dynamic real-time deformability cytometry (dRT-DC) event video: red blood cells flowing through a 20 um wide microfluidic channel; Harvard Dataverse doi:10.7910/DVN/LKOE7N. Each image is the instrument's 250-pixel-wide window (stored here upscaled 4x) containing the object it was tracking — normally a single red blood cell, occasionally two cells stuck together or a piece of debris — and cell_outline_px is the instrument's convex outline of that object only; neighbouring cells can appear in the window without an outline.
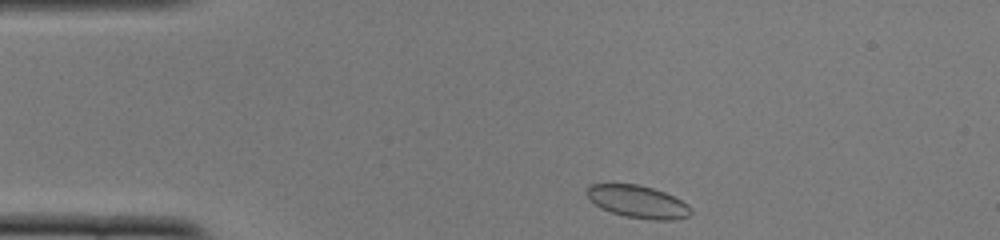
{"species": "common noctule bat (a hibernating species)", "species_latin": "Nyctalus noctula", "temperature_condition": "cold", "stored_images_in_passage": 35, "camera_frame_rate_fps": 3000, "um_per_image_px": 0.085, "animal": {"sex": "female", "body_mass_g": 22.0, "forearm_length_mm": 56.7}, "frame": {"image": 1, "passage_image": 1, "time_ms": 0.0, "image_size_px": [1000, 240], "cell_outline_px": [[692, 212], [688, 216], [672, 220], [652, 220], [624, 216], [600, 208], [584, 192], [588, 184], [640, 184], [664, 192], [688, 204], [692, 208]], "centroid_in_image_um": [54.21, 17.14], "position_along_channel_um": 30.8, "area_um2": 19.71}}
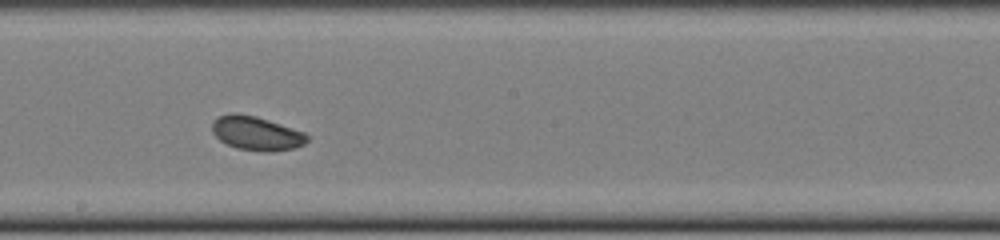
{"frame": {"image": 2, "passage_image": 20, "time_ms": 6.333, "image_size_px": [1000, 240], "cell_outline_px": [[308, 140], [304, 144], [296, 148], [272, 152], [264, 152], [236, 148], [220, 140], [212, 132], [212, 120], [220, 116], [232, 112], [236, 112], [256, 116], [304, 132], [308, 136]], "centroid_in_image_um": [21.79, 11.33], "position_along_channel_um": 226.4, "area_um2": 18.9}}
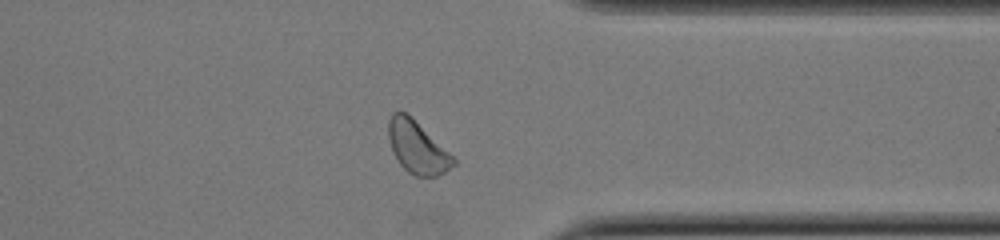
{"frame": {"image": 3, "passage_image": 32, "time_ms": 10.333, "image_size_px": [1000, 240], "cell_outline_px": [[456, 164], [444, 172], [436, 176], [416, 176], [408, 172], [400, 164], [392, 152], [388, 140], [388, 120], [392, 112], [404, 112], [448, 152], [456, 160]], "centroid_in_image_um": [35.42, 12.55], "position_along_channel_um": 376.0, "area_um2": 19.13}}